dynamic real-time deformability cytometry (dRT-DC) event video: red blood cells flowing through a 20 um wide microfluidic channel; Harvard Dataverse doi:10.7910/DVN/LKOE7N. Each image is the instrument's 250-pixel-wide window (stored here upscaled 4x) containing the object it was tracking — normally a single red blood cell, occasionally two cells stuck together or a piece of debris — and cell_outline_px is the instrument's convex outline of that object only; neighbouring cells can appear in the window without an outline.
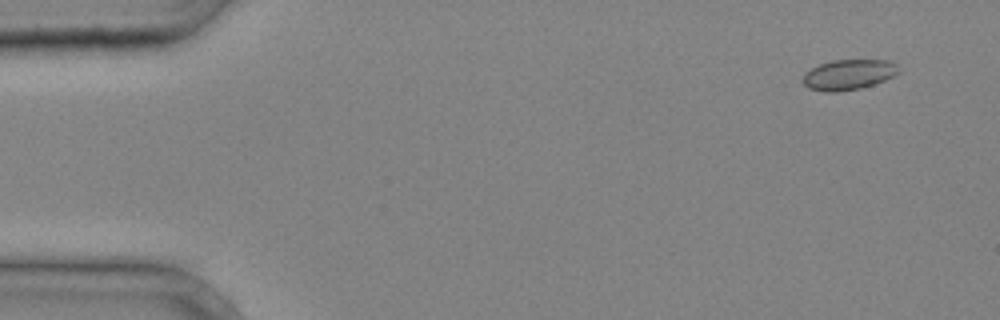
{"species": "common noctule bat (a hibernating species)", "species_latin": "Nyctalus noctula", "temperature_condition": "cold", "stored_images_in_passage": 5, "camera_frame_rate_fps": 3000, "um_per_image_px": 0.085, "animal": {"sex": "male", "body_mass_g": 20.4}, "frame": {"image": 1, "passage_image": 1, "time_ms": 0.0, "image_size_px": [1000, 320], "cell_outline_px": [[900, 72], [884, 80], [860, 88], [836, 92], [828, 92], [808, 88], [804, 84], [804, 72], [820, 64], [832, 60], [888, 60], [896, 64]], "centroid_in_image_um": [72.12, 6.34], "position_along_channel_um": 12.9, "area_um2": 16.7}}
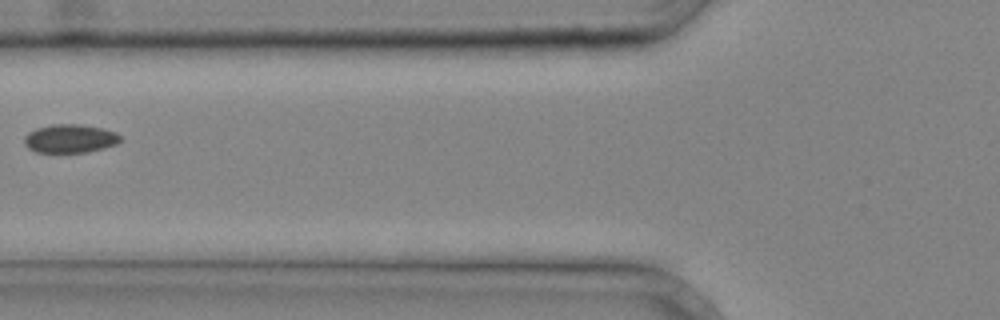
{"frame": {"image": 2, "passage_image": 5, "time_ms": 1.333, "image_size_px": [1000, 320], "cell_outline_px": [[120, 140], [116, 144], [104, 148], [88, 152], [36, 152], [28, 148], [24, 144], [24, 136], [28, 132], [36, 128], [52, 124], [80, 124], [100, 128], [116, 132], [120, 136]], "centroid_in_image_um": [5.92, 11.78], "position_along_channel_um": 119.9, "area_um2": 15.95}}